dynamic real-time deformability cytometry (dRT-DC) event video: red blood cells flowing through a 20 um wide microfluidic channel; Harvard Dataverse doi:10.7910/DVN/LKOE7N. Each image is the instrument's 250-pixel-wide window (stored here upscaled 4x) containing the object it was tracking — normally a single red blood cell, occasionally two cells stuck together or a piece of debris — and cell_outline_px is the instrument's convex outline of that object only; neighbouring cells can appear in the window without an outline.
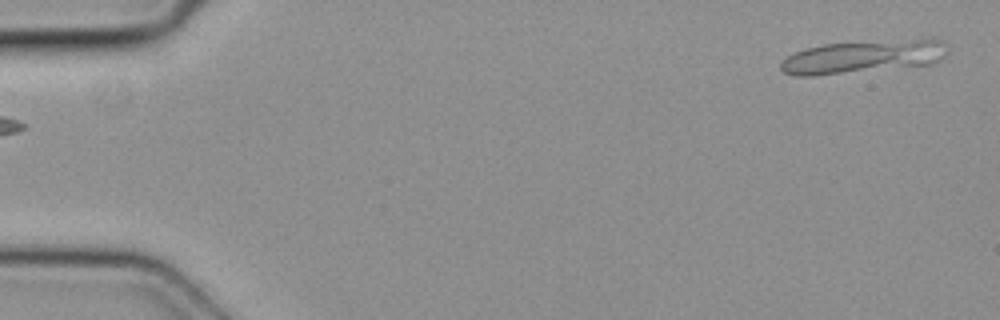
{"species": "common noctule bat (a hibernating species)", "species_latin": "Nyctalus noctula", "temperature_condition": "cold", "stored_images_in_passage": 2, "camera_frame_rate_fps": 3000, "um_per_image_px": 0.085, "animal": {"sex": "female", "body_mass_g": 19.3, "forearm_length_mm": 54.1}, "frame": {"image": 1, "passage_image": 2, "time_ms": 0.333, "image_size_px": [1000, 320], "cell_outline_px": [[948, 52], [940, 60], [932, 64], [812, 76], [796, 76], [784, 72], [780, 68], [780, 64], [788, 56], [796, 52], [808, 48], [824, 44], [932, 36], [944, 40], [948, 44]], "centroid_in_image_um": [73.53, 4.77], "position_along_channel_um": 11.5, "area_um2": 32.77}}